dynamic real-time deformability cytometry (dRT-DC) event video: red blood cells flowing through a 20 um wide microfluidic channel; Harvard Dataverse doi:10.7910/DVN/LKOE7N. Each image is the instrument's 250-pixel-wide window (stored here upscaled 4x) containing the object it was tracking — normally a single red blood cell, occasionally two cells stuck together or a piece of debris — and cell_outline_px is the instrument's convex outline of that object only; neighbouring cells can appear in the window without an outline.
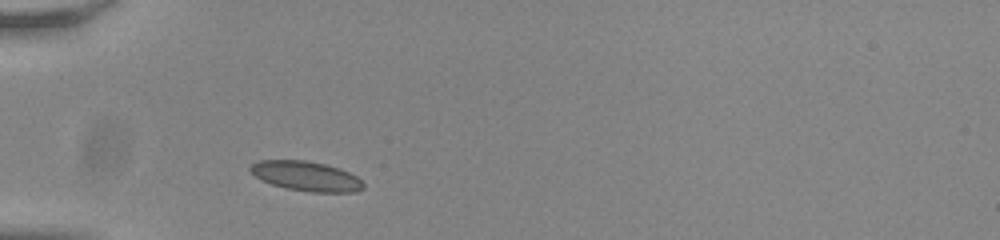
{"species": "common noctule bat (a hibernating species)", "species_latin": "Nyctalus noctula", "temperature_condition": "room temperature", "stored_images_in_passage": 31, "camera_frame_rate_fps": 3000, "um_per_image_px": 0.085, "animal": {"sex": "male", "body_mass_g": 20.0, "forearm_length_mm": 53.3}, "frame": {"image": 1, "passage_image": 1, "time_ms": 0.0, "image_size_px": [1000, 240], "cell_outline_px": [[364, 188], [356, 192], [312, 192], [288, 188], [272, 184], [260, 180], [248, 168], [252, 164], [260, 160], [304, 160], [324, 164], [340, 168], [356, 176], [364, 184]], "centroid_in_image_um": [26.03, 14.97], "position_along_channel_um": 59.0, "area_um2": 19.42}}
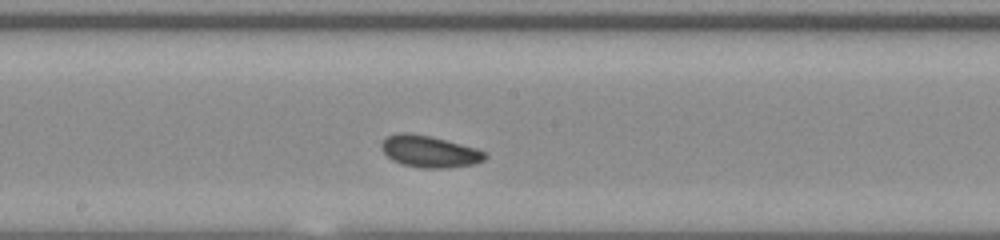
{"frame": {"image": 2, "passage_image": 14, "time_ms": 4.333, "image_size_px": [1000, 240], "cell_outline_px": [[488, 156], [484, 160], [476, 164], [448, 168], [420, 168], [400, 164], [392, 160], [380, 148], [380, 144], [388, 136], [396, 132], [404, 132], [428, 136], [476, 148], [488, 152]], "centroid_in_image_um": [36.52, 12.89], "position_along_channel_um": 211.7, "area_um2": 19.25}}
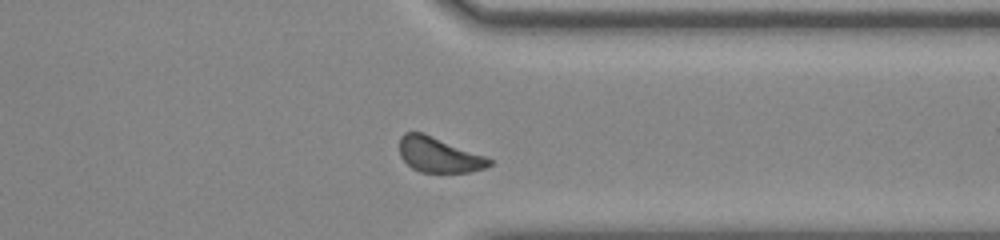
{"frame": {"image": 3, "passage_image": 27, "time_ms": 8.667, "image_size_px": [1000, 240], "cell_outline_px": [[492, 164], [484, 168], [468, 172], [420, 172], [412, 168], [400, 156], [400, 136], [404, 132], [424, 132], [484, 156], [492, 160]], "centroid_in_image_um": [37.27, 13.15], "position_along_channel_um": 374.1, "area_um2": 18.26}, "authors_computed_cell_mechanics": {"area_um2": 18.9584, "velocity_mm_per_s": 3.7636, "shape_relaxation_time_tau1_ms": 4.5698, "shape_relaxation_time_tau2_ms": 4.2329, "deformation_change_tau1": 0.0933, "deformation_change_tau2": 0.0947}}